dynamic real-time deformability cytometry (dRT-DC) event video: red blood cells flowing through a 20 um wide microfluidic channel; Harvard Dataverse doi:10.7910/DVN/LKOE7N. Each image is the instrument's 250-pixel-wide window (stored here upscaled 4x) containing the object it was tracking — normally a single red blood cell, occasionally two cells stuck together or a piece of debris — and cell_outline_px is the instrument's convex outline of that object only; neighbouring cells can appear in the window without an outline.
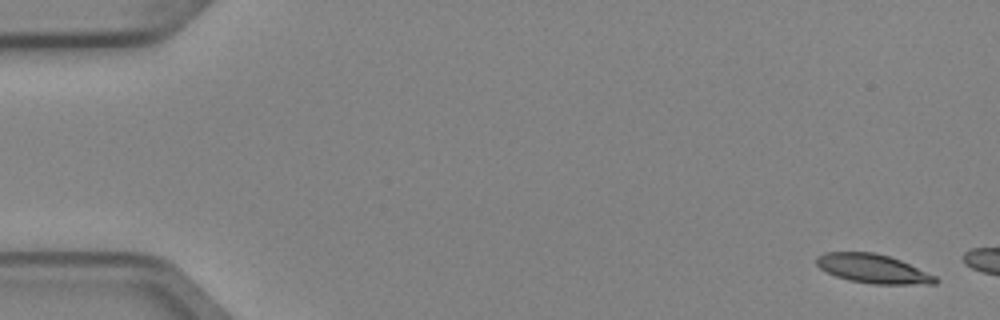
{"species": "Egyptian fruit bat (a non-hibernating species)", "species_latin": "Rousettus aegyptiacus", "temperature_condition": "cold", "stored_images_in_passage": 3, "camera_frame_rate_fps": 3000, "um_per_image_px": 0.085, "animal": {"sex": "female"}, "frame": {"image": 1, "passage_image": 1, "time_ms": 0.0, "image_size_px": [1000, 320], "cell_outline_px": [[940, 280], [936, 284], [872, 284], [848, 280], [836, 276], [820, 268], [816, 264], [816, 256], [824, 252], [876, 252], [900, 260], [936, 276]], "centroid_in_image_um": [74.2, 22.84], "position_along_channel_um": 10.8, "area_um2": 20.11}}